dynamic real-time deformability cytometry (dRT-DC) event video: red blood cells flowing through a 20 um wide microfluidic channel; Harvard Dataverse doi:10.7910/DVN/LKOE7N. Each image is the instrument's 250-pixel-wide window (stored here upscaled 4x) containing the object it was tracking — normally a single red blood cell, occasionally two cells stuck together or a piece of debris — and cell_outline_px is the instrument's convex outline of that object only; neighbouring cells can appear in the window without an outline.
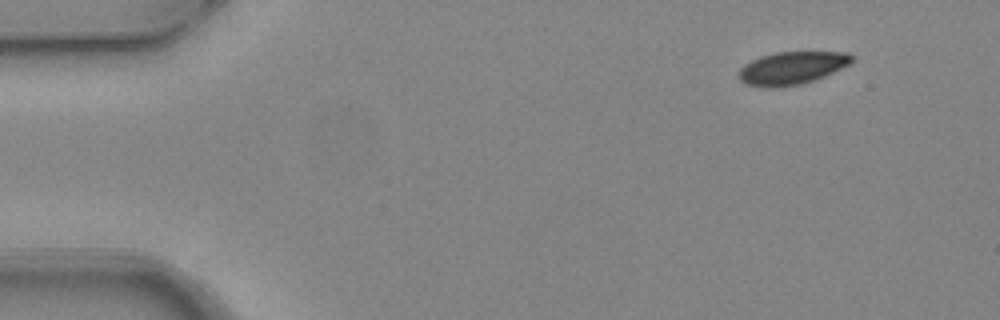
{"species": "common noctule bat (a hibernating species)", "species_latin": "Nyctalus noctula", "temperature_condition": "warm", "stored_images_in_passage": 4, "camera_frame_rate_fps": 3000, "um_per_image_px": 0.085, "animal": {"sex": "female", "body_mass_g": 24.6, "forearm_length_mm": 56.2}, "frame": {"image": 1, "passage_image": 1, "time_ms": 0.0, "image_size_px": [1000, 320], "cell_outline_px": [[856, 60], [824, 76], [800, 84], [780, 88], [764, 88], [744, 84], [740, 80], [740, 68], [744, 64], [760, 56], [776, 52], [848, 52]], "centroid_in_image_um": [67.28, 5.79], "position_along_channel_um": 17.7, "area_um2": 21.62}}
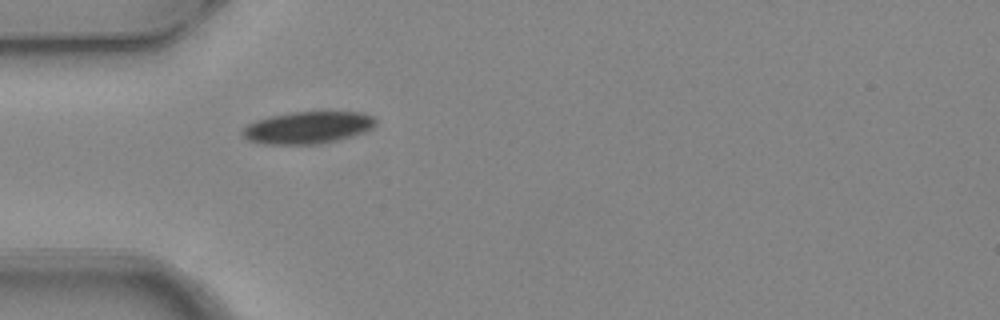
{"frame": {"image": 2, "passage_image": 4, "time_ms": 1.0, "image_size_px": [1000, 320], "cell_outline_px": [[376, 124], [372, 128], [364, 132], [336, 140], [312, 144], [264, 144], [248, 140], [240, 136], [240, 132], [248, 124], [256, 120], [268, 116], [288, 112], [356, 112], [372, 116], [376, 120]], "centroid_in_image_um": [26.09, 10.84], "position_along_channel_um": 58.9, "area_um2": 24.85}}